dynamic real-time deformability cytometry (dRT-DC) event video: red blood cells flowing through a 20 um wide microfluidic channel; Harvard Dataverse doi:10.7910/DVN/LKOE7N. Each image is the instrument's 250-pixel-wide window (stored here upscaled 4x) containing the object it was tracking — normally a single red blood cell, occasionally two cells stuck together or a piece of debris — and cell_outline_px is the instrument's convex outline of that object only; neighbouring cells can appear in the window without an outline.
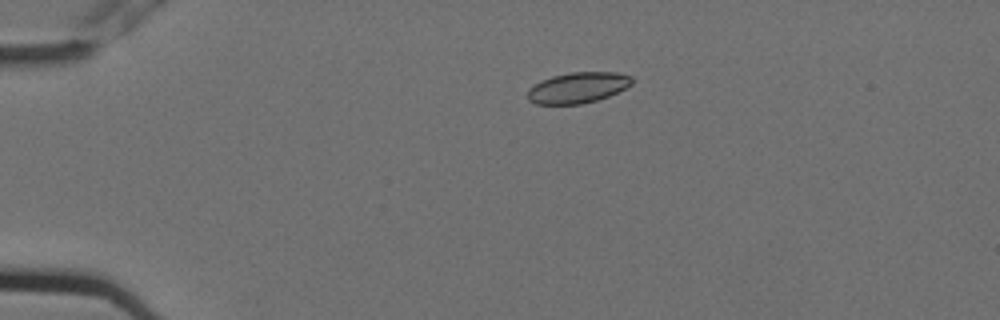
{"species": "Egyptian fruit bat (a non-hibernating species)", "species_latin": "Rousettus aegyptiacus", "temperature_condition": "cold", "stored_images_in_passage": 3, "camera_frame_rate_fps": 3000, "um_per_image_px": 0.085, "animal": {"sex": "female"}, "frame": {"image": 1, "passage_image": 1, "time_ms": 0.0, "image_size_px": [1000, 320], "cell_outline_px": [[632, 84], [608, 96], [596, 100], [580, 104], [536, 104], [528, 100], [528, 88], [540, 80], [552, 76], [568, 72], [616, 72], [632, 76]], "centroid_in_image_um": [49.08, 7.44], "position_along_channel_um": 35.9, "area_um2": 18.73}}
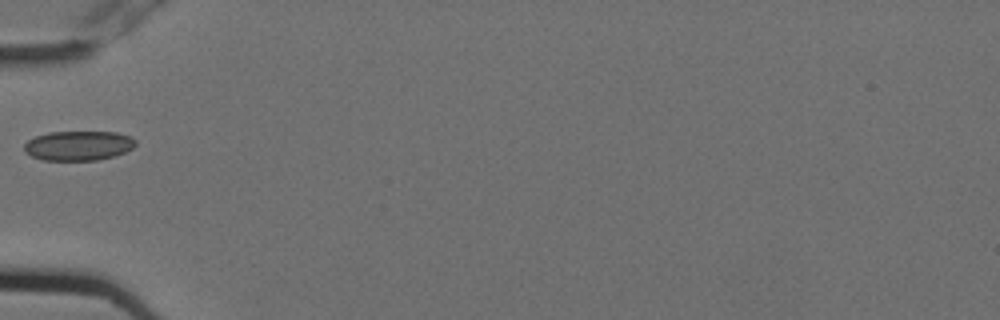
{"frame": {"image": 2, "passage_image": 3, "time_ms": 0.667, "image_size_px": [1000, 320], "cell_outline_px": [[136, 144], [132, 148], [124, 152], [112, 156], [96, 160], [44, 160], [32, 156], [24, 152], [24, 144], [28, 140], [36, 136], [48, 132], [116, 132], [128, 136], [136, 140]], "centroid_in_image_um": [6.64, 12.37], "position_along_channel_um": 78.4, "area_um2": 19.07}}